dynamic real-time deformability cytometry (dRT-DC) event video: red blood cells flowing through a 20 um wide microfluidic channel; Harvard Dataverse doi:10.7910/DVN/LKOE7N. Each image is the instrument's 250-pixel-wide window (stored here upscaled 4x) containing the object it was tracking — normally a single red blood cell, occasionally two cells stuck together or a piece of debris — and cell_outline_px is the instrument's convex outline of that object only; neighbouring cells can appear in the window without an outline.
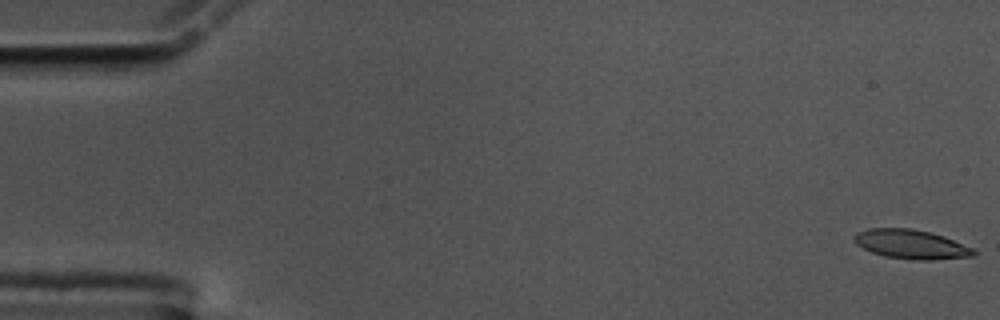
{"species": "common noctule bat (a hibernating species)", "species_latin": "Nyctalus noctula", "temperature_condition": "cold", "stored_images_in_passage": 57, "camera_frame_rate_fps": 3000, "um_per_image_px": 0.085, "animal": {"sex": "male", "body_mass_g": 17.5, "forearm_length_mm": 52.3}, "frame": {"image": 1, "passage_image": 1, "time_ms": 0.0, "image_size_px": [1000, 320], "cell_outline_px": [[976, 252], [972, 256], [932, 260], [916, 260], [884, 256], [872, 252], [856, 244], [852, 240], [852, 236], [856, 232], [868, 228], [912, 228], [944, 236], [972, 248]], "centroid_in_image_um": [77.38, 20.75], "position_along_channel_um": 7.6, "area_um2": 20.29}}
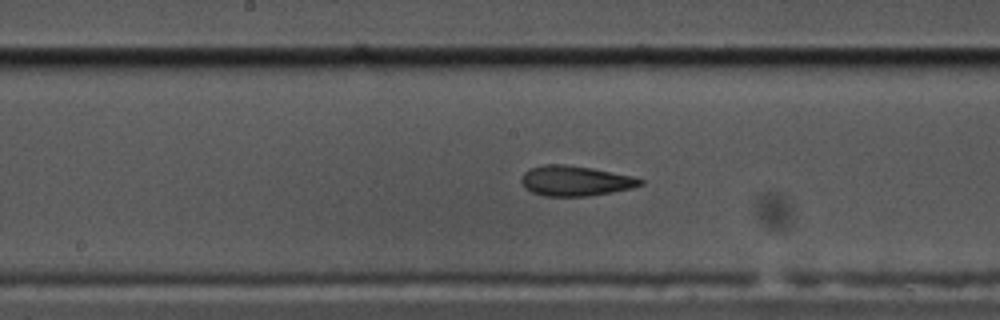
{"frame": {"image": 2, "passage_image": 29, "time_ms": 9.333, "image_size_px": [1000, 320], "cell_outline_px": [[644, 184], [632, 188], [612, 192], [588, 196], [544, 196], [532, 192], [524, 188], [520, 180], [524, 172], [528, 168], [544, 164], [568, 164], [592, 168], [632, 176], [644, 180]], "centroid_in_image_um": [48.87, 15.36], "position_along_channel_um": 199.3, "area_um2": 21.1}}
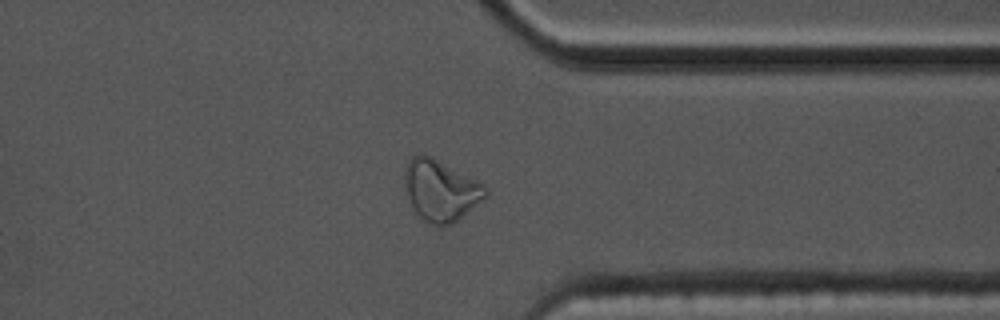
{"frame": {"image": 3, "passage_image": 44, "time_ms": 14.333, "image_size_px": [1000, 320], "cell_outline_px": [[488, 196], [452, 224], [432, 224], [424, 220], [416, 212], [408, 196], [404, 180], [404, 168], [408, 160], [412, 156], [420, 152], [432, 156], [484, 184], [488, 188]], "centroid_in_image_um": [37.46, 16.13], "position_along_channel_um": 373.9, "area_um2": 28.73}, "authors_computed_cell_mechanics": {"area_um2": 21.097, "velocity_mm_per_s": 3.5599, "shape_relaxation_time_tau1_ms": null, "shape_relaxation_time_tau2_ms": 2.5642, "deformation_change_tau1": null, "deformation_change_tau2": 0.0923}}